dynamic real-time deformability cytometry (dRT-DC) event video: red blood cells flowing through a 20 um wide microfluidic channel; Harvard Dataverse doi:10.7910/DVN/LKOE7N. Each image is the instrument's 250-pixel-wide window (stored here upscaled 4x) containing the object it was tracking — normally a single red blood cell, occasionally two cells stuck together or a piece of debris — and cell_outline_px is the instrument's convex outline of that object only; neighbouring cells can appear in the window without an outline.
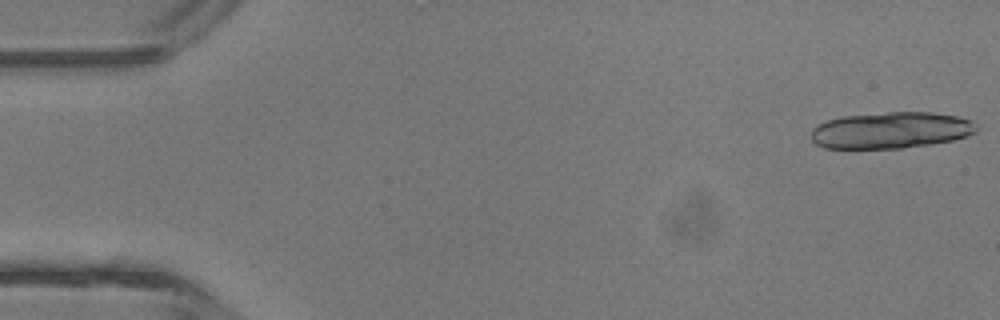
{"species": "common noctule bat (a hibernating species)", "species_latin": "Nyctalus noctula", "temperature_condition": "room temperature", "stored_images_in_passage": 4, "camera_frame_rate_fps": 3000, "um_per_image_px": 0.085, "animal": {"sex": "male", "body_mass_g": 13.3}, "frame": {"image": 1, "passage_image": 1, "time_ms": 0.0, "image_size_px": [1000, 320], "cell_outline_px": [[976, 132], [968, 136], [952, 140], [928, 144], [900, 148], [824, 148], [816, 144], [812, 140], [812, 128], [828, 120], [844, 116], [888, 112], [932, 112], [960, 116], [972, 120], [976, 124]], "centroid_in_image_um": [75.76, 11.06], "position_along_channel_um": 9.2, "area_um2": 35.03}}
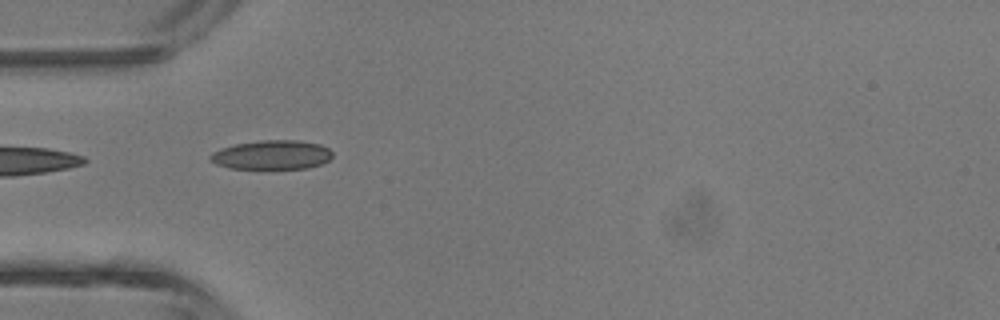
{"frame": {"image": 2, "passage_image": 4, "time_ms": 4.333, "image_size_px": [1000, 320], "cell_outline_px": [[332, 156], [328, 160], [320, 164], [308, 168], [228, 168], [216, 164], [208, 160], [208, 156], [212, 152], [220, 148], [236, 144], [260, 140], [300, 140], [320, 144], [328, 148], [332, 152]], "centroid_in_image_um": [23.07, 13.15], "position_along_channel_um": 61.9, "area_um2": 20.81}}